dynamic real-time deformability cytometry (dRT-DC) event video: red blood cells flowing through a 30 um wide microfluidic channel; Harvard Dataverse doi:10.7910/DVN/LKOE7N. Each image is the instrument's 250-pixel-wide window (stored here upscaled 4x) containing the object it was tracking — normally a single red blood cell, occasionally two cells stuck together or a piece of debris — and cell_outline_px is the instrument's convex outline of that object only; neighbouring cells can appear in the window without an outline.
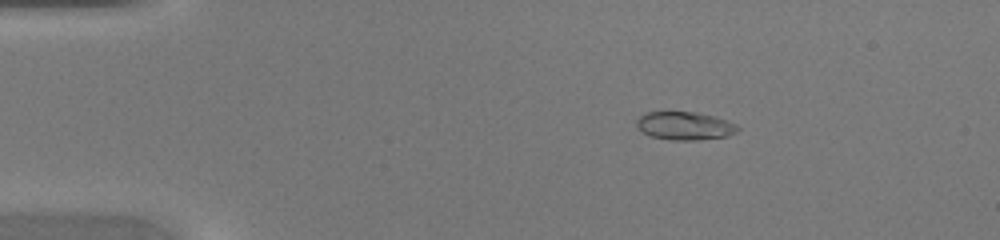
{"species": "common noctule bat (a hibernating species)", "species_latin": "Nyctalus noctula", "temperature_condition": "warm", "stored_images_in_passage": 44, "camera_frame_rate_fps": 3000, "um_per_image_px": 0.085, "animal": {"sex": "female", "body_mass_g": 20.0, "forearm_length_mm": 54.0}, "frame": {"image": 1, "passage_image": 5, "time_ms": 1.333, "image_size_px": [1000, 240], "cell_outline_px": [[740, 128], [736, 132], [728, 136], [696, 140], [672, 140], [652, 136], [636, 128], [636, 120], [644, 112], [696, 112], [716, 116], [736, 124]], "centroid_in_image_um": [58.2, 10.69], "position_along_channel_um": 26.8, "area_um2": 16.65}}
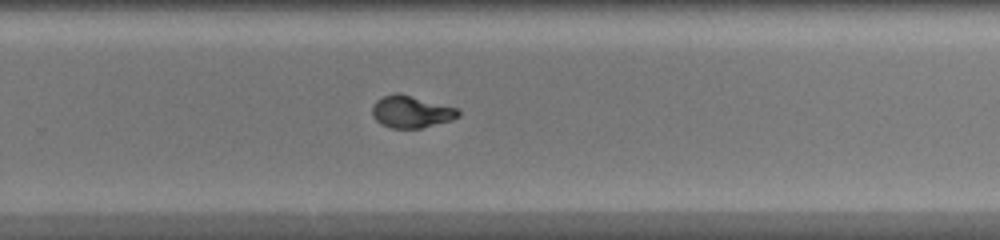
{"frame": {"image": 2, "passage_image": 28, "time_ms": 9.0, "image_size_px": [1000, 240], "cell_outline_px": [[460, 116], [452, 120], [420, 128], [392, 128], [380, 124], [372, 116], [372, 104], [376, 100], [384, 96], [396, 92], [400, 92], [456, 108], [460, 112]], "centroid_in_image_um": [34.92, 9.49], "position_along_channel_um": 294.9, "area_um2": 16.18}}
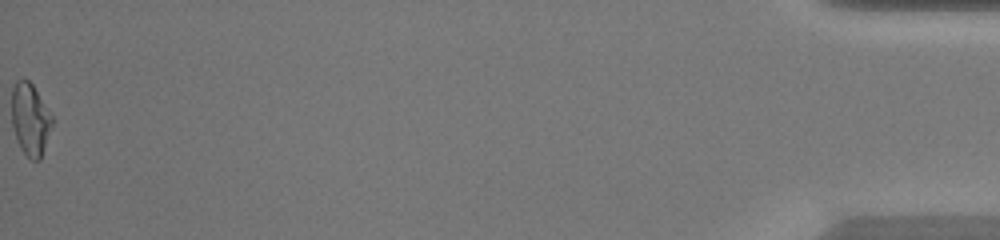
{"frame": {"image": 3, "passage_image": 44, "time_ms": 14.333, "image_size_px": [1000, 240], "cell_outline_px": [[52, 124], [40, 160], [32, 160], [20, 148], [16, 140], [12, 124], [12, 88], [16, 80], [24, 76], [32, 84], [52, 116]], "centroid_in_image_um": [2.54, 10.11], "position_along_channel_um": 432.7, "area_um2": 16.88}}